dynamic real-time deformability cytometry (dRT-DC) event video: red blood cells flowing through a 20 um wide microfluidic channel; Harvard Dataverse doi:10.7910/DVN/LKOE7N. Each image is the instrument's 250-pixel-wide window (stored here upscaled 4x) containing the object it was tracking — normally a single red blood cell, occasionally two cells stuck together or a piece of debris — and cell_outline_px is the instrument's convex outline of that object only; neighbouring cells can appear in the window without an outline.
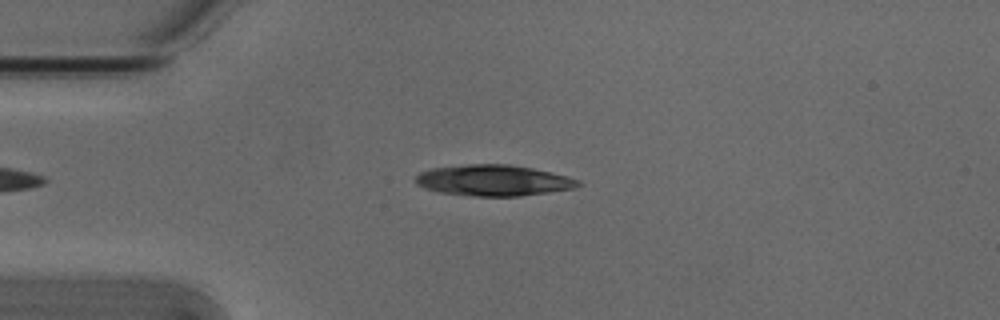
{"species": "Egyptian fruit bat (a non-hibernating species)", "species_latin": "Rousettus aegyptiacus", "temperature_condition": "cold", "stored_images_in_passage": 44, "camera_frame_rate_fps": 3000, "um_per_image_px": 0.085, "animal": {"sex": "male"}, "frame": {"image": 1, "passage_image": 7, "time_ms": 2.0, "image_size_px": [1000, 320], "cell_outline_px": [[580, 184], [576, 188], [520, 196], [472, 196], [440, 192], [424, 188], [416, 184], [416, 176], [420, 172], [432, 168], [468, 164], [512, 164], [532, 168], [568, 176], [580, 180]], "centroid_in_image_um": [41.95, 15.33], "position_along_channel_um": 43.1, "area_um2": 29.36}}